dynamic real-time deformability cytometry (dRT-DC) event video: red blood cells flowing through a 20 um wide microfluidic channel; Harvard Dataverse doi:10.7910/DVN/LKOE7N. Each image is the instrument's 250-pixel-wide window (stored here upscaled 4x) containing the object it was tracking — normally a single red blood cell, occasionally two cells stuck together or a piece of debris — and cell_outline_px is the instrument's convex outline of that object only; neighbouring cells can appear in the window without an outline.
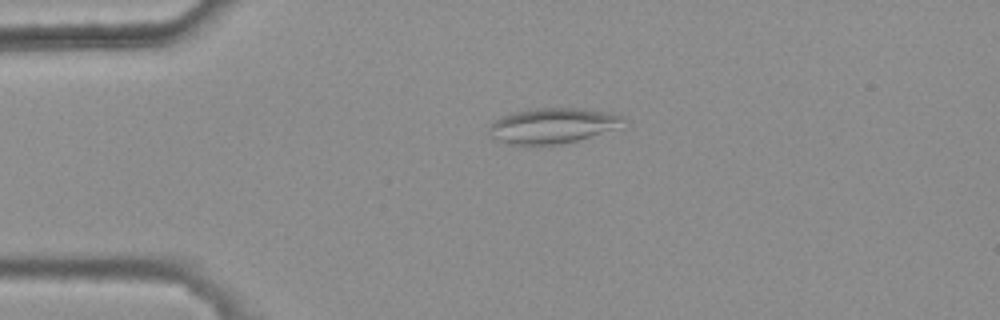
{"species": "common noctule bat (a hibernating species)", "species_latin": "Nyctalus noctula", "temperature_condition": "warm", "stored_images_in_passage": 5, "camera_frame_rate_fps": 3000, "um_per_image_px": 0.085, "animal": {"sex": "female", "body_mass_g": 25.1}, "frame": {"image": 1, "passage_image": 4, "time_ms": 1.0, "image_size_px": [1000, 320], "cell_outline_px": [[628, 120], [612, 128], [580, 140], [552, 148], [520, 148], [496, 140], [488, 132], [488, 124], [504, 116], [516, 112], [536, 108], [580, 108], [604, 112], [624, 116]], "centroid_in_image_um": [46.86, 10.76], "position_along_channel_um": 38.1, "area_um2": 28.55}}